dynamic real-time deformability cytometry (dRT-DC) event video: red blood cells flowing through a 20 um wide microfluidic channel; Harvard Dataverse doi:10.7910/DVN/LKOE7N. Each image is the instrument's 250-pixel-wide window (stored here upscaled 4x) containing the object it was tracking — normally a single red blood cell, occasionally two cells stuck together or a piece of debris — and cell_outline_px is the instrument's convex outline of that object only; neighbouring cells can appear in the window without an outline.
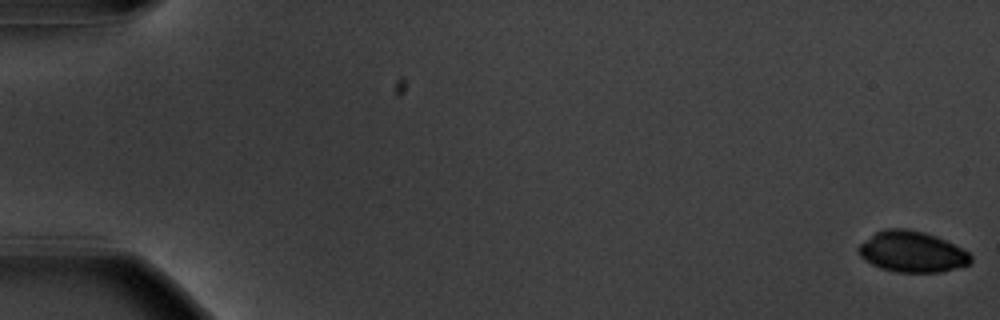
{"species": "common noctule bat (a hibernating species)", "species_latin": "Nyctalus noctula", "temperature_condition": "warm", "stored_images_in_passage": 58, "segment_of_instrument_passage": [1, 2], "camera_frame_rate_fps": 3000, "um_per_image_px": 0.085, "animal": {"sex": "male", "body_mass_g": 20.1, "forearm_length_mm": 53.5}, "frame": {"image": 1, "passage_image": 1, "time_ms": 0.0, "image_size_px": [1000, 320], "cell_outline_px": [[972, 260], [968, 264], [940, 272], [896, 272], [880, 268], [864, 260], [860, 256], [856, 248], [860, 244], [876, 232], [884, 228], [908, 228], [924, 232], [936, 236], [968, 252], [972, 256]], "centroid_in_image_um": [77.48, 21.39], "position_along_channel_um": 7.5, "area_um2": 26.65}}
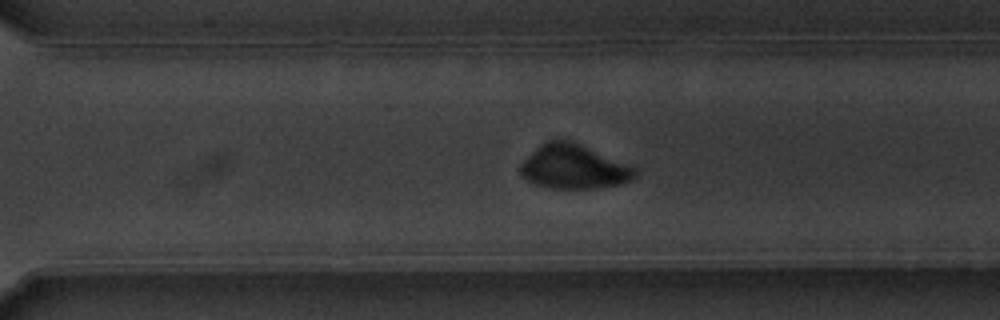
{"frame": {"image": 2, "passage_image": 41, "time_ms": 13.333, "image_size_px": [1000, 320], "cell_outline_px": [[640, 168], [636, 176], [632, 180], [620, 184], [596, 188], [552, 188], [536, 184], [528, 180], [520, 172], [520, 164], [540, 144], [548, 140], [572, 140]], "centroid_in_image_um": [48.84, 14.17], "position_along_channel_um": 321.8, "area_um2": 29.71}}
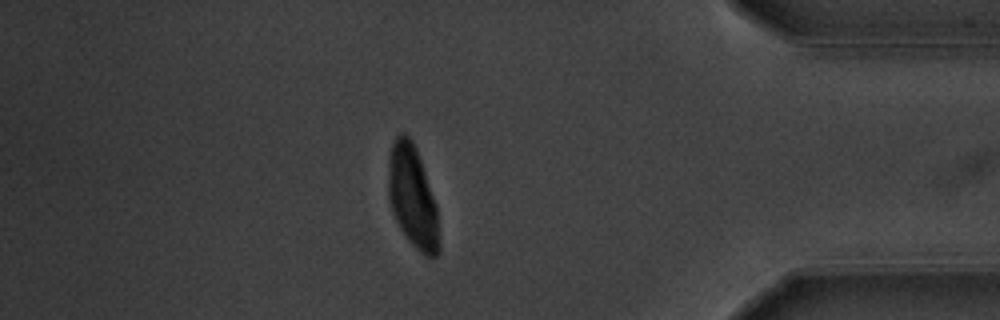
{"frame": {"image": 3, "passage_image": 50, "time_ms": 16.333, "image_size_px": [1000, 320], "cell_outline_px": [[440, 248], [436, 256], [428, 256], [420, 252], [408, 240], [400, 228], [392, 212], [388, 196], [388, 164], [392, 144], [396, 136], [400, 132], [404, 132], [412, 140], [416, 148], [436, 204], [440, 244]], "centroid_in_image_um": [35.06, 16.73], "position_along_channel_um": 400.1, "area_um2": 30.11}}